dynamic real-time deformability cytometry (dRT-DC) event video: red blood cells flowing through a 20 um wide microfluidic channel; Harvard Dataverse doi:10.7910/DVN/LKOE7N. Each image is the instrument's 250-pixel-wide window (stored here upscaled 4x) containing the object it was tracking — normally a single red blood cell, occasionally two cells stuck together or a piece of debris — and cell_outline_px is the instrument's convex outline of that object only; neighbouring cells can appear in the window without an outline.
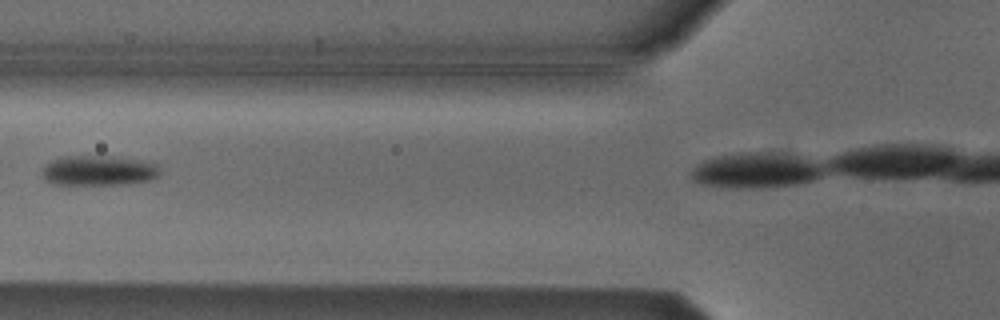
{"species": "Egyptian fruit bat (a non-hibernating species)", "species_latin": "Rousettus aegyptiacus", "temperature_condition": "cold", "stored_images_in_passage": 5, "segment_of_instrument_passage": [1, 2], "camera_frame_rate_fps": 3000, "um_per_image_px": 0.085, "animal": {"sex": "male"}, "frame": {"image": 1, "passage_image": 4, "time_ms": 3.667, "image_size_px": [1000, 320], "cell_outline_px": [[160, 176], [148, 180], [128, 184], [52, 184], [44, 180], [44, 168], [52, 160], [64, 156], [112, 156], [144, 160], [156, 164], [160, 168]], "centroid_in_image_um": [8.44, 14.49], "position_along_channel_um": 117.4, "area_um2": 20.63}}